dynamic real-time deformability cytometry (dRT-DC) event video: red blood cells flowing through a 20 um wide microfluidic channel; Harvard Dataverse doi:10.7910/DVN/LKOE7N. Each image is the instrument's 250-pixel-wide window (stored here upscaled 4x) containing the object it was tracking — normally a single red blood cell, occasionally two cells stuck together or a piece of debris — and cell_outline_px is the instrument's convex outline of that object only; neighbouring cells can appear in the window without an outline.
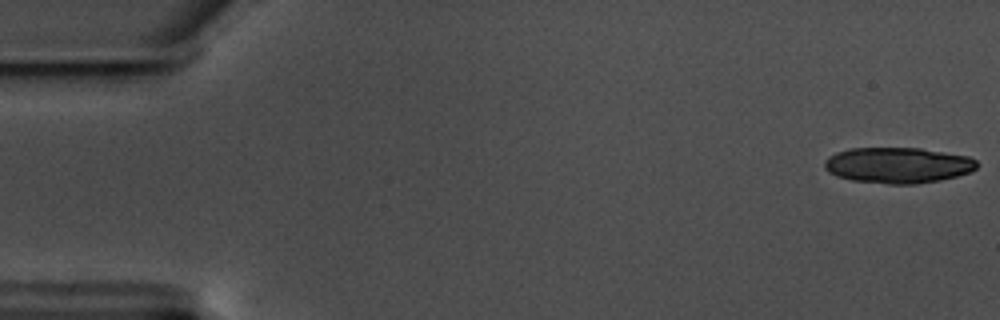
{"species": "common noctule bat (a hibernating species)", "species_latin": "Nyctalus noctula", "temperature_condition": "warm", "stored_images_in_passage": 52, "camera_frame_rate_fps": 3000, "um_per_image_px": 0.085, "animal": {"sex": "male", "body_mass_g": 17.5, "forearm_length_mm": 52.3}, "frame": {"image": 1, "passage_image": 1, "time_ms": 0.0, "image_size_px": [1000, 320], "cell_outline_px": [[980, 164], [972, 172], [940, 180], [916, 184], [888, 184], [852, 180], [836, 176], [828, 172], [824, 168], [824, 160], [828, 156], [836, 152], [852, 148], [920, 148], [968, 156], [976, 160]], "centroid_in_image_um": [76.32, 14.04], "position_along_channel_um": 8.7, "area_um2": 32.02}}
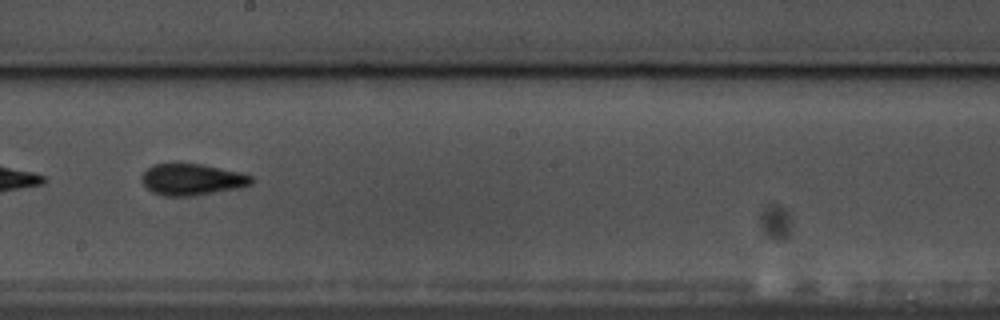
{"frame": {"image": 2, "passage_image": 33, "time_ms": 10.667, "image_size_px": [1000, 320], "cell_outline_px": [[252, 184], [240, 188], [192, 196], [164, 196], [152, 192], [140, 180], [140, 176], [152, 164], [204, 164], [240, 172], [252, 176]], "centroid_in_image_um": [16.32, 15.26], "position_along_channel_um": 231.9, "area_um2": 20.17}}
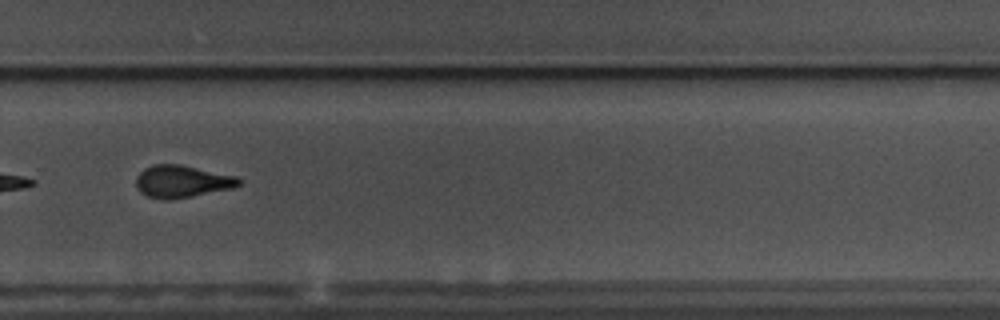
{"frame": {"image": 3, "passage_image": 40, "time_ms": 13.0, "image_size_px": [1000, 320], "cell_outline_px": [[240, 184], [232, 188], [192, 196], [148, 196], [140, 192], [136, 188], [136, 176], [144, 168], [152, 164], [180, 164], [236, 176], [240, 180]], "centroid_in_image_um": [15.46, 15.36], "position_along_channel_um": 314.3, "area_um2": 18.61}}